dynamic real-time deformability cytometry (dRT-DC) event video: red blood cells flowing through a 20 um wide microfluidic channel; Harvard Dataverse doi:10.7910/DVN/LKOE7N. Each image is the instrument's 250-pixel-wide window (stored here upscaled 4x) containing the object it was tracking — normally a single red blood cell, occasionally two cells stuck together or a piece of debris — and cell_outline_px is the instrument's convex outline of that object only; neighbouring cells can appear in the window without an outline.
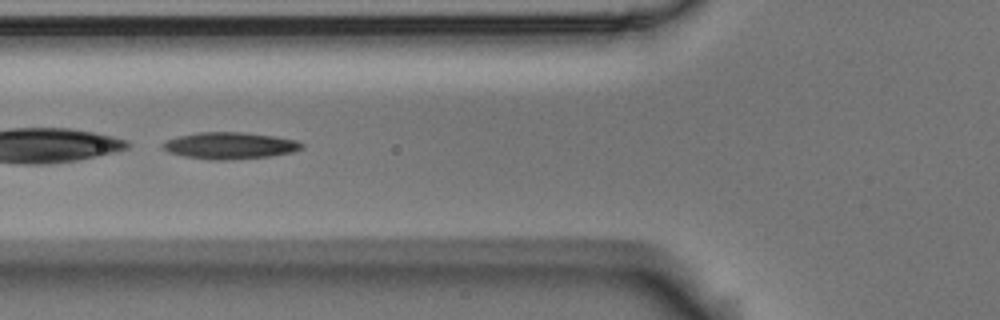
{"species": "Egyptian fruit bat (a non-hibernating species)", "species_latin": "Rousettus aegyptiacus", "temperature_condition": "room temperature", "stored_images_in_passage": 53, "camera_frame_rate_fps": 3000, "um_per_image_px": 0.085, "animal": {"sex": "male"}, "frame": {"image": 1, "passage_image": 20, "time_ms": 6.333, "image_size_px": [1000, 320], "cell_outline_px": [[304, 148], [292, 152], [268, 156], [224, 160], [208, 160], [184, 156], [168, 152], [160, 144], [168, 140], [180, 136], [196, 132], [240, 132], [272, 136], [296, 140], [304, 144]], "centroid_in_image_um": [19.52, 12.38], "position_along_channel_um": 106.3, "area_um2": 21.44}}
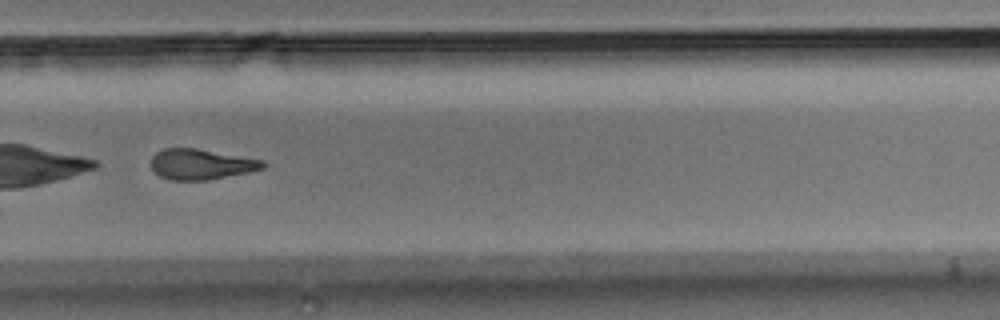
{"frame": {"image": 2, "passage_image": 37, "time_ms": 12.0, "image_size_px": [1000, 320], "cell_outline_px": [[268, 164], [264, 168], [248, 172], [208, 180], [172, 180], [160, 176], [152, 168], [152, 156], [156, 152], [164, 148], [196, 148], [264, 160]], "centroid_in_image_um": [17.12, 13.95], "position_along_channel_um": 312.7, "area_um2": 19.83}, "authors_computed_cell_mechanics": {"area_um2": 22.6576, "velocity_mm_per_s": 3.6465, "shape_relaxation_time_tau1_ms": 4.936, "shape_relaxation_time_tau2_ms": 7.4111, "deformation_change_tau1": 0.1577, "deformation_change_tau2": 0.1862}}